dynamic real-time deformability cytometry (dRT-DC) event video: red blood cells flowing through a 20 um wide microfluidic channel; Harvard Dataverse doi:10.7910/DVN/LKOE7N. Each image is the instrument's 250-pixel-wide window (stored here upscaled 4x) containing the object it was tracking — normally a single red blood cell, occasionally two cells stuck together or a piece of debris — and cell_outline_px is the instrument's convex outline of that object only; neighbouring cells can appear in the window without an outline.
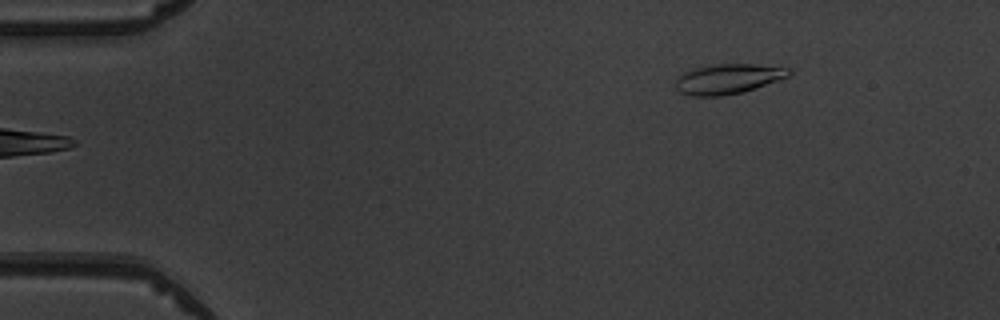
{"species": "common noctule bat (a hibernating species)", "species_latin": "Nyctalus noctula", "temperature_condition": "warm", "stored_images_in_passage": 3, "camera_frame_rate_fps": 3000, "um_per_image_px": 0.085, "animal": {"sex": "male", "body_mass_g": 19.5, "forearm_length_mm": 54.6}, "frame": {"image": 1, "passage_image": 3, "time_ms": 3.0, "image_size_px": [1000, 320], "cell_outline_px": [[792, 72], [788, 76], [756, 88], [740, 92], [720, 96], [692, 96], [680, 92], [676, 88], [676, 76], [684, 72], [696, 68], [716, 64], [756, 64], [792, 68]], "centroid_in_image_um": [61.88, 6.7], "position_along_channel_um": 23.1, "area_um2": 19.71}}